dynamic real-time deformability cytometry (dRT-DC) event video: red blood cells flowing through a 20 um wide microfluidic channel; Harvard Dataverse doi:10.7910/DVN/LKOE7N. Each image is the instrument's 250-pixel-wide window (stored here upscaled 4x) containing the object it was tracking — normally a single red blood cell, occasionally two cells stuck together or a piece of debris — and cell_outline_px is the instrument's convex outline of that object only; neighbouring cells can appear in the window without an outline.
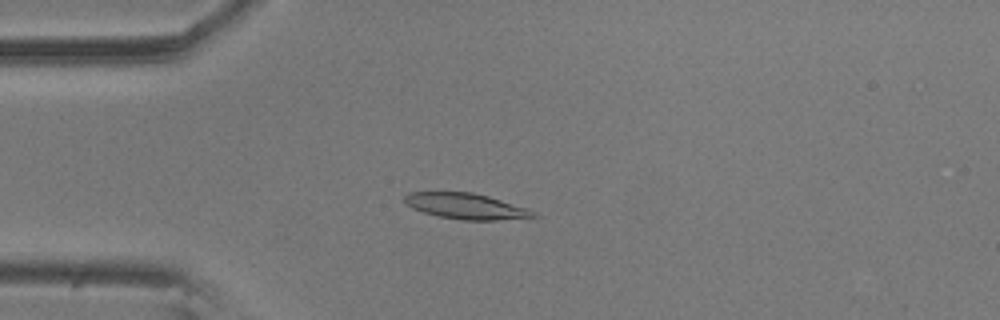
{"species": "common noctule bat (a hibernating species)", "species_latin": "Nyctalus noctula", "temperature_condition": "room temperature", "stored_images_in_passage": 57, "camera_frame_rate_fps": 3000, "um_per_image_px": 0.085, "animal": {"sex": "male", "body_mass_g": 20.5, "forearm_length_mm": 52.5}, "frame": {"image": 1, "passage_image": 14, "time_ms": 4.333, "image_size_px": [1000, 320], "cell_outline_px": [[540, 216], [496, 220], [460, 220], [440, 216], [424, 212], [412, 208], [404, 204], [404, 196], [408, 192], [472, 192], [488, 196], [528, 208], [536, 212]], "centroid_in_image_um": [39.6, 17.52], "position_along_channel_um": 45.4, "area_um2": 19.36}}
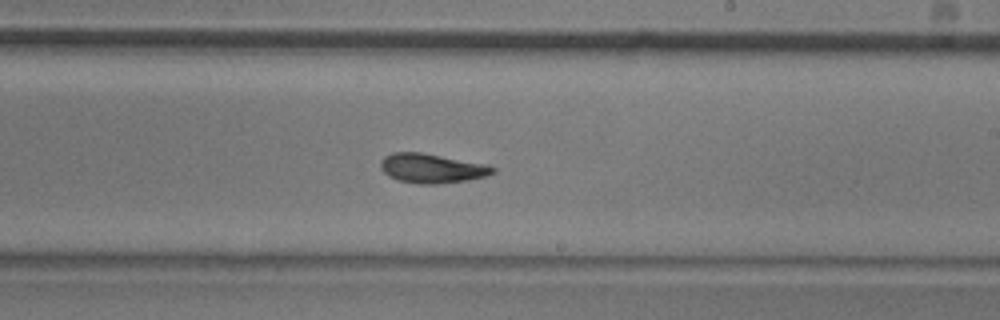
{"frame": {"image": 2, "passage_image": 33, "time_ms": 10.667, "image_size_px": [1000, 320], "cell_outline_px": [[496, 172], [488, 176], [468, 180], [436, 184], [420, 184], [400, 180], [388, 176], [380, 168], [380, 160], [384, 156], [392, 152], [420, 152], [484, 164], [496, 168]], "centroid_in_image_um": [36.69, 14.31], "position_along_channel_um": 252.3, "area_um2": 19.13}}
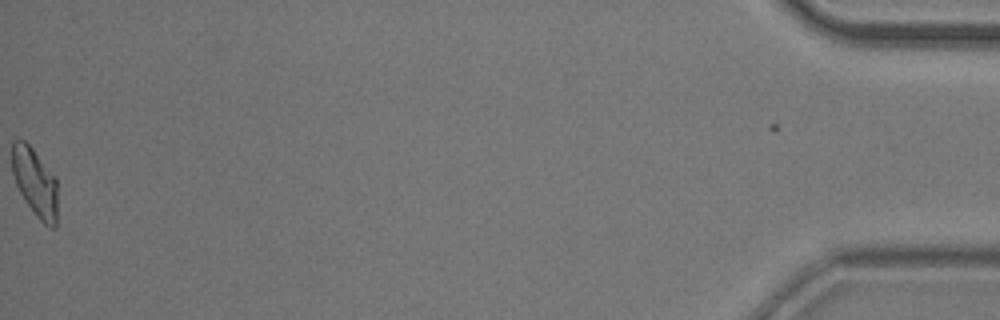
{"frame": {"image": 3, "passage_image": 57, "time_ms": 18.667, "image_size_px": [1000, 320], "cell_outline_px": [[56, 228], [52, 228], [44, 224], [36, 216], [20, 192], [16, 184], [12, 172], [12, 140], [24, 140], [32, 148], [56, 176]], "centroid_in_image_um": [2.97, 15.48], "position_along_channel_um": 432.2, "area_um2": 17.98}, "authors_computed_cell_mechanics": {"area_um2": 18.785, "velocity_mm_per_s": 3.5138, "shape_relaxation_time_tau1_ms": 5.6467, "shape_relaxation_time_tau2_ms": 3.667, "deformation_change_tau1": 0.1475, "deformation_change_tau2": 0.091}}